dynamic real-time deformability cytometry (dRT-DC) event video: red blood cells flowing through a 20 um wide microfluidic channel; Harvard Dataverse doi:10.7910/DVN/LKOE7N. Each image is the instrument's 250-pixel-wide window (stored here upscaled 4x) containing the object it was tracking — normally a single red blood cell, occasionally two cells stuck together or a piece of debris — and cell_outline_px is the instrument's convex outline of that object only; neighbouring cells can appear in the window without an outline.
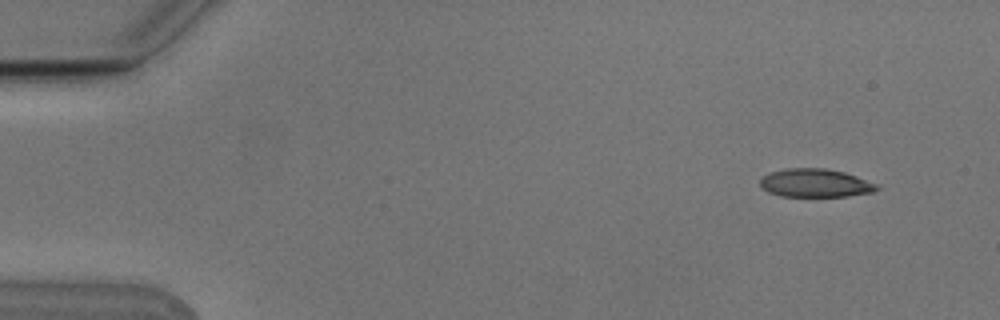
{"species": "Egyptian fruit bat (a non-hibernating species)", "species_latin": "Rousettus aegyptiacus", "temperature_condition": "cold", "stored_images_in_passage": 4, "camera_frame_rate_fps": 3000, "um_per_image_px": 0.085, "animal": {"sex": "male"}, "frame": {"image": 1, "passage_image": 2, "time_ms": 0.333, "image_size_px": [1000, 320], "cell_outline_px": [[880, 188], [872, 192], [848, 196], [780, 196], [768, 192], [760, 184], [760, 180], [764, 176], [772, 172], [784, 168], [824, 168], [844, 172], [880, 184]], "centroid_in_image_um": [69.34, 15.55], "position_along_channel_um": 15.7, "area_um2": 19.25}}